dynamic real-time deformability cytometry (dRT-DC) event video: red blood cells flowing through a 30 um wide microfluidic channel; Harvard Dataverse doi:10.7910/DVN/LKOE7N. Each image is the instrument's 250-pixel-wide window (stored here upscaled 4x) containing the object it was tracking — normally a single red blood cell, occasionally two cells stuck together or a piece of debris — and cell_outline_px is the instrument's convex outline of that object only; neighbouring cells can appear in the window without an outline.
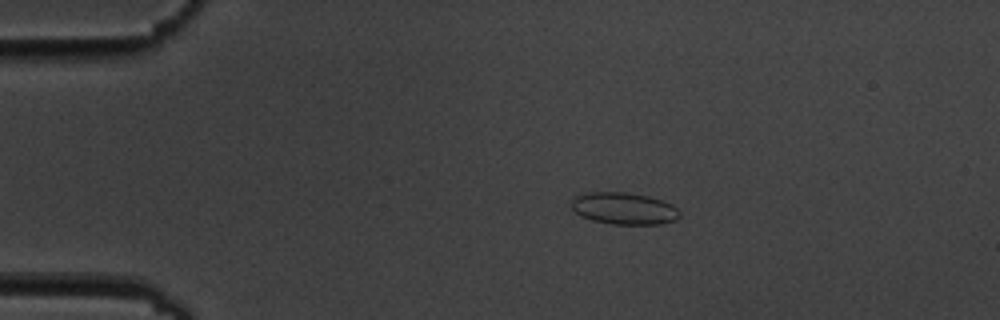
{"species": "common noctule bat (a hibernating species)", "species_latin": "Nyctalus noctula", "temperature_condition": "cold", "stored_images_in_passage": 6, "camera_frame_rate_fps": 3000, "um_per_image_px": 0.085, "animal": {"sex": "male", "body_mass_g": 19.5, "forearm_length_mm": 54.6}, "frame": {"image": 1, "passage_image": 3, "time_ms": 2.0, "image_size_px": [1000, 320], "cell_outline_px": [[680, 216], [676, 220], [660, 224], [612, 224], [592, 220], [576, 212], [572, 208], [572, 200], [576, 196], [584, 192], [628, 192], [648, 196], [672, 204], [680, 212]], "centroid_in_image_um": [53.05, 17.71], "position_along_channel_um": 31.9, "area_um2": 20.06}}